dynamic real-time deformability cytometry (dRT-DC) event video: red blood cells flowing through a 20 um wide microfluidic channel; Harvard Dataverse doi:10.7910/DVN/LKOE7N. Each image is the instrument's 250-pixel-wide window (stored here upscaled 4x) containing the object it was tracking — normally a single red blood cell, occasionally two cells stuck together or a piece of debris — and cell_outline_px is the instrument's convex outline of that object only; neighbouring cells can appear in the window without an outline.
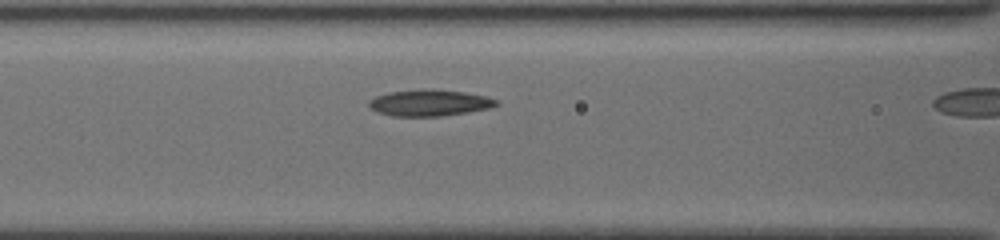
{"species": "common noctule bat (a hibernating species)", "species_latin": "Nyctalus noctula", "temperature_condition": "cold", "stored_images_in_passage": 19, "camera_frame_rate_fps": 3000, "um_per_image_px": 0.085, "animal": {"sex": "female", "body_mass_g": 19.5, "forearm_length_mm": 54.1}, "frame": {"image": 1, "passage_image": 18, "time_ms": 3.0, "image_size_px": [1000, 240], "cell_outline_px": [[500, 104], [488, 108], [468, 112], [440, 116], [392, 116], [376, 112], [368, 108], [368, 100], [376, 96], [388, 92], [420, 88], [432, 88], [464, 92], [488, 96], [500, 100]], "centroid_in_image_um": [36.49, 8.72], "position_along_channel_um": 130.1, "area_um2": 20.06}}